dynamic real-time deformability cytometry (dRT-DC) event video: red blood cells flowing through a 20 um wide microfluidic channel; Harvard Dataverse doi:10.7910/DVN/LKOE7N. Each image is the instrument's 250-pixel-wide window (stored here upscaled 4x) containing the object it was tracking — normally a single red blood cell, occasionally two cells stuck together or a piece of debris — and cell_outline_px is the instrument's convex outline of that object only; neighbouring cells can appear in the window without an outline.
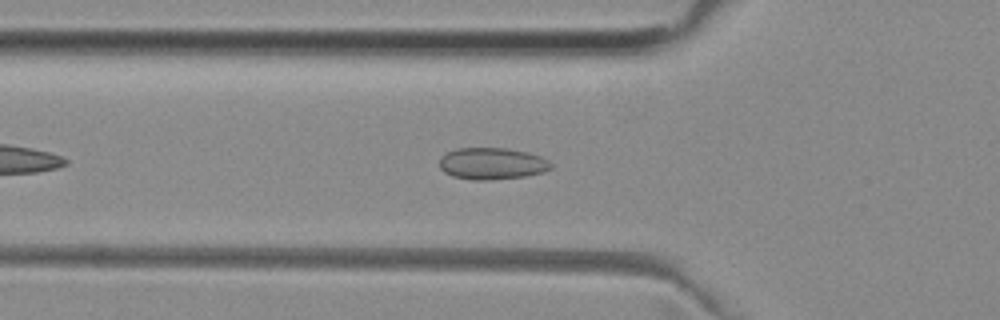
{"species": "common noctule bat (a hibernating species)", "species_latin": "Nyctalus noctula", "temperature_condition": "room temperature", "stored_images_in_passage": 42, "camera_frame_rate_fps": 3000, "um_per_image_px": 0.085, "animal": {"sex": "female", "body_mass_g": 29.2, "forearm_length_mm": 56.3}, "frame": {"image": 1, "passage_image": 8, "time_ms": 2.333, "image_size_px": [1000, 320], "cell_outline_px": [[552, 168], [544, 172], [524, 176], [488, 180], [472, 180], [452, 176], [444, 172], [440, 168], [440, 156], [456, 148], [508, 148], [528, 152], [540, 156], [548, 160], [552, 164]], "centroid_in_image_um": [41.82, 13.9], "position_along_channel_um": 84.0, "area_um2": 20.75}}
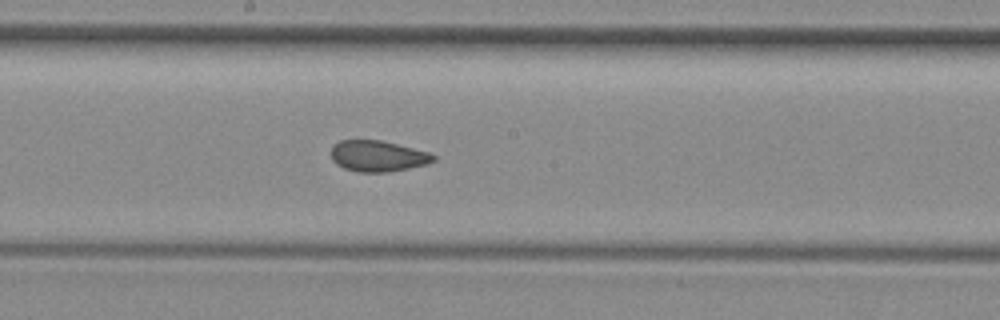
{"frame": {"image": 2, "passage_image": 18, "time_ms": 5.667, "image_size_px": [1000, 320], "cell_outline_px": [[436, 160], [428, 164], [388, 172], [356, 172], [344, 168], [336, 164], [332, 160], [332, 144], [340, 140], [380, 140], [428, 152], [436, 156]], "centroid_in_image_um": [32.09, 13.27], "position_along_channel_um": 216.1, "area_um2": 18.5}}
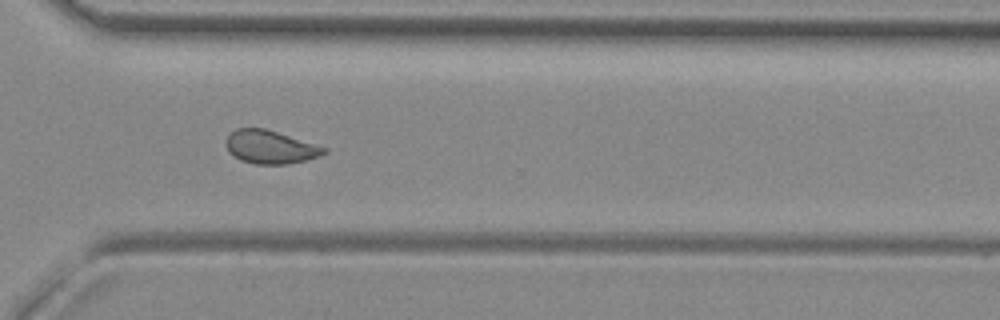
{"frame": {"image": 3, "passage_image": 28, "time_ms": 9.0, "image_size_px": [1000, 320], "cell_outline_px": [[328, 152], [320, 156], [288, 164], [256, 164], [240, 160], [232, 156], [228, 152], [224, 140], [236, 128], [264, 128], [328, 148]], "centroid_in_image_um": [22.95, 12.5], "position_along_channel_um": 347.7, "area_um2": 19.02}, "authors_computed_cell_mechanics": {"area_um2": 19.1318, "velocity_mm_per_s": 3.9524, "shape_relaxation_time_tau1_ms": null, "shape_relaxation_time_tau2_ms": 1.4365, "deformation_change_tau1": null, "deformation_change_tau2": 0.072}}